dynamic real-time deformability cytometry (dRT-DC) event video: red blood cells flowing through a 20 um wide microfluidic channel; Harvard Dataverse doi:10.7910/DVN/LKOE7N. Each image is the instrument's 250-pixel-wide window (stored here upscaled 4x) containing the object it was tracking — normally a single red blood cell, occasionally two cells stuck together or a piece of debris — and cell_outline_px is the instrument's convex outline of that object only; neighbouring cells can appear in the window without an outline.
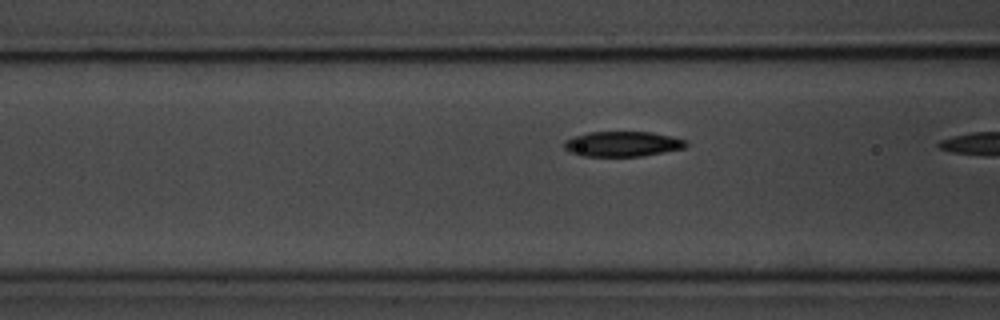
{"species": "common noctule bat (a hibernating species)", "species_latin": "Nyctalus noctula", "temperature_condition": "room temperature", "stored_images_in_passage": 8, "camera_frame_rate_fps": 3000, "um_per_image_px": 0.085, "animal": {"sex": "male", "body_mass_g": 20.1, "forearm_length_mm": 53.5}, "frame": {"image": 1, "passage_image": 7, "time_ms": 2.0, "image_size_px": [1000, 320], "cell_outline_px": [[688, 144], [684, 148], [664, 152], [640, 156], [584, 156], [572, 152], [564, 148], [564, 140], [588, 132], [652, 132], [672, 136], [688, 140]], "centroid_in_image_um": [52.96, 12.23], "position_along_channel_um": 113.6, "area_um2": 17.8}}